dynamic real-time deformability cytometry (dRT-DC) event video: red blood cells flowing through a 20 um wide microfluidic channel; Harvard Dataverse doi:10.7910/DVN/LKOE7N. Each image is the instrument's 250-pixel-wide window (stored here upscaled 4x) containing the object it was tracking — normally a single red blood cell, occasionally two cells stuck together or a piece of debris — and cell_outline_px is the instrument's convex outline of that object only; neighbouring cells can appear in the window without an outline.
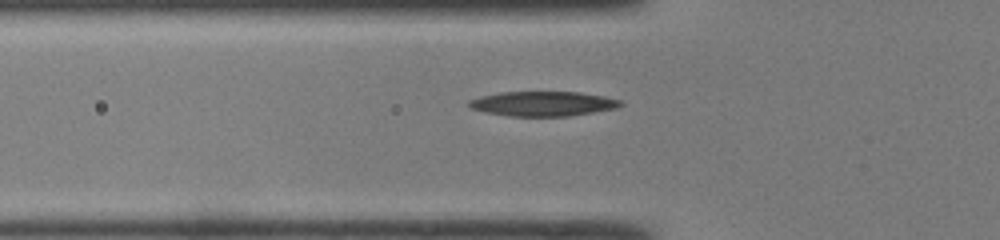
{"species": "common noctule bat (a hibernating species)", "species_latin": "Nyctalus noctula", "temperature_condition": "room temperature", "stored_images_in_passage": 33, "camera_frame_rate_fps": 3000, "um_per_image_px": 0.085, "animal": {"sex": "male", "body_mass_g": 19.0, "forearm_length_mm": 50.8}, "frame": {"image": 1, "passage_image": 8, "time_ms": 2.333, "image_size_px": [1000, 240], "cell_outline_px": [[624, 104], [616, 108], [568, 116], [508, 116], [488, 112], [472, 108], [468, 104], [468, 100], [480, 96], [500, 92], [580, 92], [604, 96], [620, 100]], "centroid_in_image_um": [46.15, 8.81], "position_along_channel_um": 79.6, "area_um2": 21.68}}
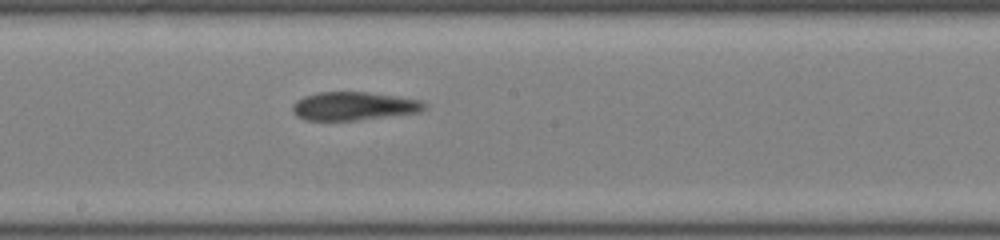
{"frame": {"image": 2, "passage_image": 18, "time_ms": 5.667, "image_size_px": [1000, 240], "cell_outline_px": [[424, 108], [416, 112], [356, 120], [304, 120], [296, 116], [292, 112], [292, 104], [296, 100], [304, 96], [320, 92], [364, 92], [392, 96], [416, 100], [424, 104]], "centroid_in_image_um": [29.91, 9.02], "position_along_channel_um": 218.3, "area_um2": 21.21}}
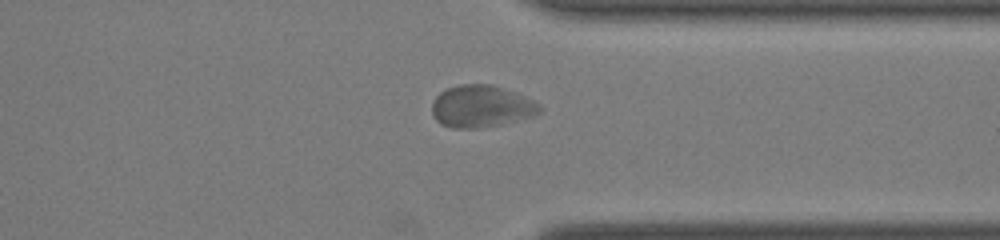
{"frame": {"image": 3, "passage_image": 29, "time_ms": 9.333, "image_size_px": [1000, 240], "cell_outline_px": [[544, 108], [540, 112], [532, 116], [500, 124], [476, 128], [452, 128], [440, 124], [436, 120], [432, 112], [432, 104], [436, 96], [440, 92], [448, 88], [460, 84], [492, 84], [504, 88], [524, 96], [540, 104]], "centroid_in_image_um": [40.9, 9.03], "position_along_channel_um": 370.5, "area_um2": 26.3}}